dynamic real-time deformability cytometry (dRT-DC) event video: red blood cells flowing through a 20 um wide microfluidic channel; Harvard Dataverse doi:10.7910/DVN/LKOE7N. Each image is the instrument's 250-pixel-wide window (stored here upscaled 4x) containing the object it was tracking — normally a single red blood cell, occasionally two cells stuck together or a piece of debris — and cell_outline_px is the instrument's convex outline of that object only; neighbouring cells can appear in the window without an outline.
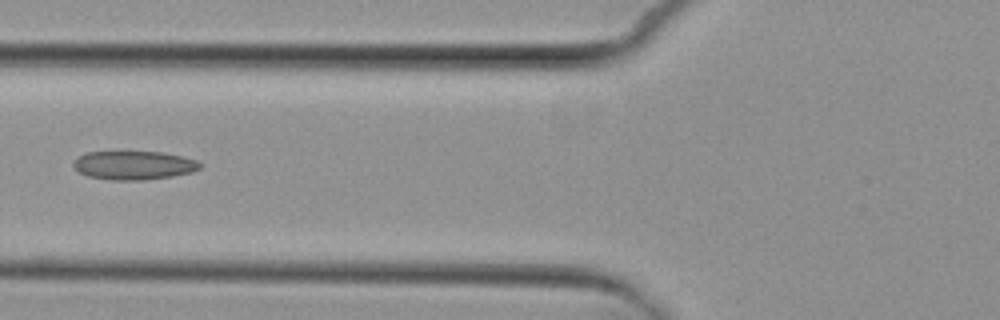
{"species": "common noctule bat (a hibernating species)", "species_latin": "Nyctalus noctula", "temperature_condition": "cold", "stored_images_in_passage": 5, "camera_frame_rate_fps": 3000, "um_per_image_px": 0.085, "animal": {"sex": "female", "body_mass_g": 29.2, "forearm_length_mm": 56.3}, "frame": {"image": 1, "passage_image": 4, "time_ms": 3.667, "image_size_px": [1000, 320], "cell_outline_px": [[204, 164], [200, 168], [192, 172], [172, 176], [144, 180], [108, 180], [88, 176], [80, 172], [72, 164], [84, 152], [160, 152], [184, 156], [196, 160]], "centroid_in_image_um": [11.42, 14.05], "position_along_channel_um": 114.4, "area_um2": 21.15}}
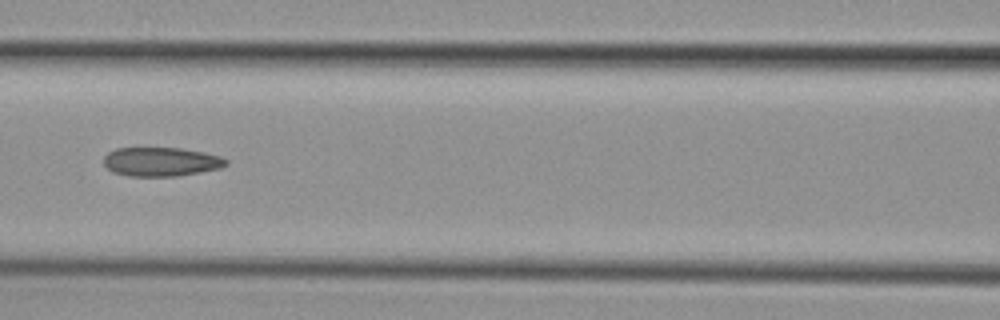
{"frame": {"image": 2, "passage_image": 5, "time_ms": 4.667, "image_size_px": [1000, 320], "cell_outline_px": [[228, 164], [220, 168], [200, 172], [176, 176], [128, 176], [112, 172], [104, 164], [104, 156], [108, 152], [116, 148], [180, 148], [204, 152], [220, 156], [228, 160]], "centroid_in_image_um": [13.69, 13.75], "position_along_channel_um": 152.9, "area_um2": 20.69}}